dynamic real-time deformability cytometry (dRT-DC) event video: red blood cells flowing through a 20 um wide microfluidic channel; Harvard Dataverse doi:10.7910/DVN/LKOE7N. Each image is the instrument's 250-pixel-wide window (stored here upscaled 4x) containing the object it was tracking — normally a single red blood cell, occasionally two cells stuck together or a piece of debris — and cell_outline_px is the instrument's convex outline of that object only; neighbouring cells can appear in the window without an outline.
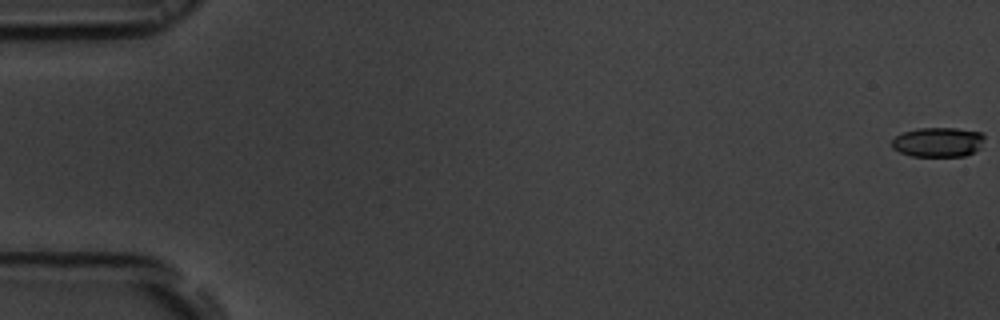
{"species": "common noctule bat (a hibernating species)", "species_latin": "Nyctalus noctula", "temperature_condition": "room temperature", "stored_images_in_passage": 56, "camera_frame_rate_fps": 3000, "um_per_image_px": 0.085, "animal": {"sex": "male", "body_mass_g": 19.5, "forearm_length_mm": 54.6}, "frame": {"image": 1, "passage_image": 1, "time_ms": 0.0, "image_size_px": [1000, 320], "cell_outline_px": [[984, 136], [980, 148], [964, 156], [912, 156], [900, 152], [892, 148], [892, 140], [896, 136], [904, 132], [916, 128], [956, 128], [980, 132]], "centroid_in_image_um": [79.72, 12.08], "position_along_channel_um": 5.3, "area_um2": 15.9}}
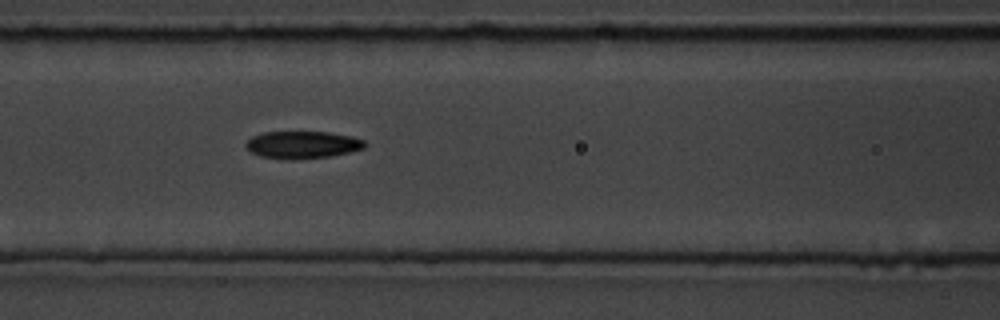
{"frame": {"image": 2, "passage_image": 25, "time_ms": 8.0, "image_size_px": [1000, 320], "cell_outline_px": [[368, 144], [364, 148], [332, 156], [292, 160], [260, 156], [252, 152], [244, 144], [252, 136], [264, 132], [328, 132], [352, 136], [364, 140]], "centroid_in_image_um": [25.73, 12.3], "position_along_channel_um": 140.9, "area_um2": 18.96}}
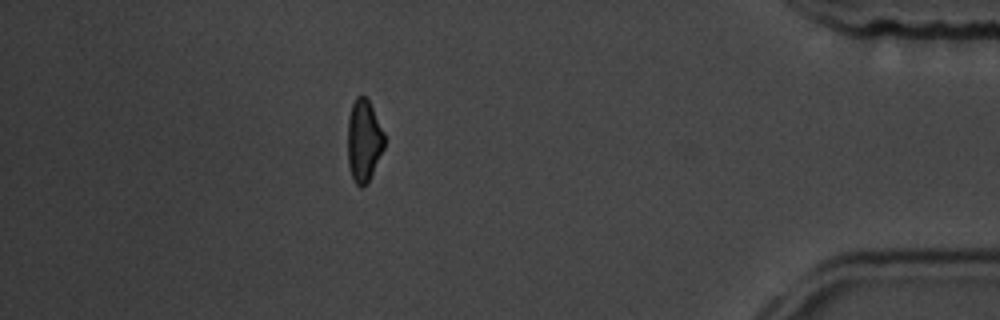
{"frame": {"image": 3, "passage_image": 50, "time_ms": 16.333, "image_size_px": [1000, 320], "cell_outline_px": [[384, 148], [368, 180], [360, 188], [356, 184], [352, 176], [348, 164], [348, 116], [352, 104], [356, 96], [368, 96], [384, 132]], "centroid_in_image_um": [30.92, 11.88], "position_along_channel_um": 404.3, "area_um2": 17.51}}